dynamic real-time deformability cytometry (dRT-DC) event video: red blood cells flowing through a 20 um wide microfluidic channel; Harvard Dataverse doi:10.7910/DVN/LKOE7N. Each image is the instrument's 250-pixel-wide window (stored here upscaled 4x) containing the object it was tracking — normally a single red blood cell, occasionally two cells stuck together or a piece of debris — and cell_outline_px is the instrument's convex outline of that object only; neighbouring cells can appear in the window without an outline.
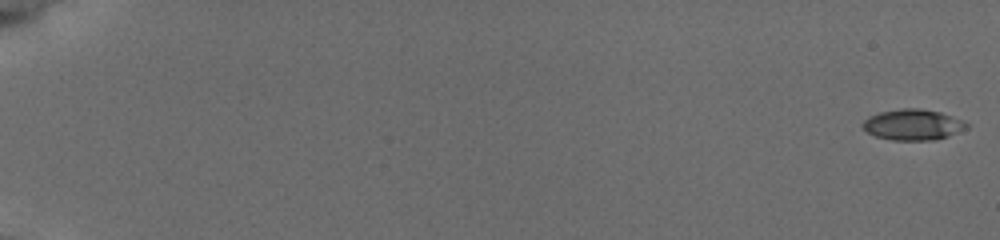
{"species": "common noctule bat (a hibernating species)", "species_latin": "Nyctalus noctula", "temperature_condition": "cold", "stored_images_in_passage": 24, "camera_frame_rate_fps": 3000, "um_per_image_px": 0.085, "animal": {"sex": "female", "body_mass_g": 19.5, "forearm_length_mm": 54.1}, "frame": {"image": 1, "passage_image": 1, "time_ms": 0.0, "image_size_px": [1000, 240], "cell_outline_px": [[968, 128], [948, 136], [936, 140], [892, 140], [876, 136], [868, 132], [860, 124], [868, 116], [880, 112], [904, 108], [920, 108], [940, 112], [960, 120], [968, 124]], "centroid_in_image_um": [77.57, 10.6], "position_along_channel_um": 7.4, "area_um2": 18.55}}
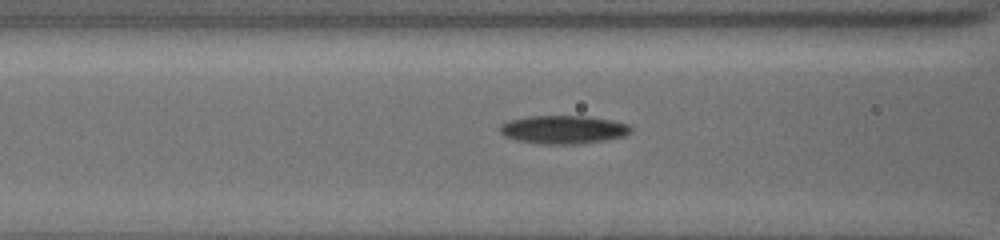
{"frame": {"image": 2, "passage_image": 17, "time_ms": 8.333, "image_size_px": [1000, 240], "cell_outline_px": [[632, 132], [624, 136], [608, 140], [576, 144], [540, 144], [516, 140], [504, 136], [500, 132], [500, 124], [508, 120], [528, 116], [588, 116], [612, 120], [628, 124], [632, 128]], "centroid_in_image_um": [47.89, 11.01], "position_along_channel_um": 118.7, "area_um2": 21.85}}
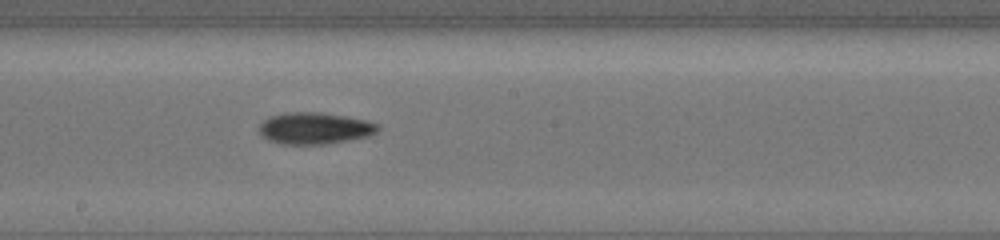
{"frame": {"image": 3, "passage_image": 24, "time_ms": 11.0, "image_size_px": [1000, 240], "cell_outline_px": [[380, 128], [376, 132], [368, 136], [348, 140], [324, 144], [284, 144], [268, 140], [260, 132], [260, 124], [268, 116], [288, 112], [320, 112], [344, 116], [364, 120], [380, 124]], "centroid_in_image_um": [26.75, 10.89], "position_along_channel_um": 221.4, "area_um2": 21.73}}